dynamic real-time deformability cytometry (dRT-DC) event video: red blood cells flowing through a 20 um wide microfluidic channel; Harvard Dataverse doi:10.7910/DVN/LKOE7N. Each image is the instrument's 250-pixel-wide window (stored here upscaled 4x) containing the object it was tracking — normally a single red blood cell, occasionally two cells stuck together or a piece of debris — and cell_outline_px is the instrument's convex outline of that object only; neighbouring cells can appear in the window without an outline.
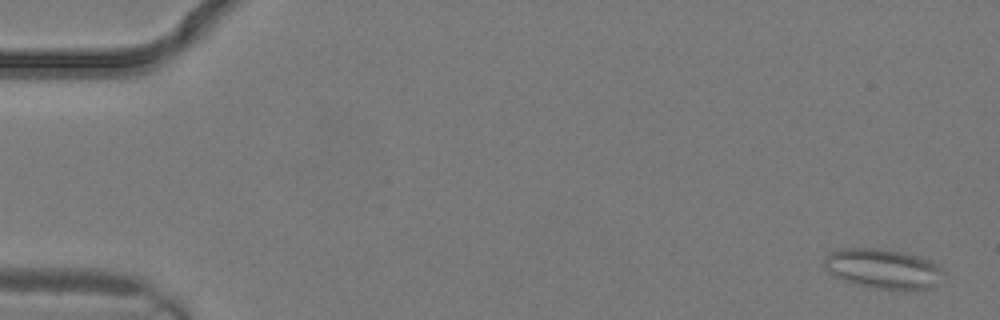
{"species": "common noctule bat (a hibernating species)", "species_latin": "Nyctalus noctula", "temperature_condition": "warm", "stored_images_in_passage": 3, "camera_frame_rate_fps": 3000, "um_per_image_px": 0.085, "animal": {"sex": "male", "body_mass_g": 19.2, "forearm_length_mm": 51.8}, "frame": {"image": 1, "passage_image": 1, "time_ms": 0.0, "image_size_px": [1000, 320], "cell_outline_px": [[944, 272], [932, 288], [904, 292], [876, 288], [856, 284], [844, 280], [828, 272], [824, 268], [824, 256], [840, 248], [876, 248], [904, 252], [932, 260], [940, 264]], "centroid_in_image_um": [75.1, 22.86], "position_along_channel_um": 9.9, "area_um2": 28.21}}